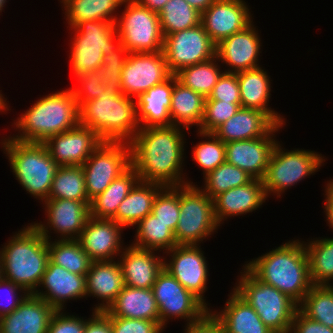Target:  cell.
Segmentation results:
<instances>
[{
  "mask_svg": "<svg viewBox=\"0 0 333 333\" xmlns=\"http://www.w3.org/2000/svg\"><path fill=\"white\" fill-rule=\"evenodd\" d=\"M183 132L181 127L173 124L140 128L136 132L129 145L131 166L139 180L163 187L193 184L182 175L185 153Z\"/></svg>",
  "mask_w": 333,
  "mask_h": 333,
  "instance_id": "6da1fadb",
  "label": "cell"
},
{
  "mask_svg": "<svg viewBox=\"0 0 333 333\" xmlns=\"http://www.w3.org/2000/svg\"><path fill=\"white\" fill-rule=\"evenodd\" d=\"M245 266L262 282L283 292L297 305L309 292V260L304 241L291 240L272 249Z\"/></svg>",
  "mask_w": 333,
  "mask_h": 333,
  "instance_id": "7a4b0ae2",
  "label": "cell"
},
{
  "mask_svg": "<svg viewBox=\"0 0 333 333\" xmlns=\"http://www.w3.org/2000/svg\"><path fill=\"white\" fill-rule=\"evenodd\" d=\"M0 260L2 277L34 294L49 260L47 240L31 223L5 243Z\"/></svg>",
  "mask_w": 333,
  "mask_h": 333,
  "instance_id": "3957f363",
  "label": "cell"
},
{
  "mask_svg": "<svg viewBox=\"0 0 333 333\" xmlns=\"http://www.w3.org/2000/svg\"><path fill=\"white\" fill-rule=\"evenodd\" d=\"M14 124L20 133L13 134L11 138L21 142L43 143L50 136L79 124V106L70 89L61 90L37 100Z\"/></svg>",
  "mask_w": 333,
  "mask_h": 333,
  "instance_id": "277c9868",
  "label": "cell"
},
{
  "mask_svg": "<svg viewBox=\"0 0 333 333\" xmlns=\"http://www.w3.org/2000/svg\"><path fill=\"white\" fill-rule=\"evenodd\" d=\"M79 123L94 130L103 141L129 143L140 129L136 99L105 91L79 107Z\"/></svg>",
  "mask_w": 333,
  "mask_h": 333,
  "instance_id": "5b68a950",
  "label": "cell"
},
{
  "mask_svg": "<svg viewBox=\"0 0 333 333\" xmlns=\"http://www.w3.org/2000/svg\"><path fill=\"white\" fill-rule=\"evenodd\" d=\"M0 143L20 185L41 202L47 200L59 166L44 144L21 142L9 136Z\"/></svg>",
  "mask_w": 333,
  "mask_h": 333,
  "instance_id": "8992f818",
  "label": "cell"
},
{
  "mask_svg": "<svg viewBox=\"0 0 333 333\" xmlns=\"http://www.w3.org/2000/svg\"><path fill=\"white\" fill-rule=\"evenodd\" d=\"M243 268L233 289L273 333H289L298 305L283 292L259 280L246 266Z\"/></svg>",
  "mask_w": 333,
  "mask_h": 333,
  "instance_id": "52a82bcc",
  "label": "cell"
},
{
  "mask_svg": "<svg viewBox=\"0 0 333 333\" xmlns=\"http://www.w3.org/2000/svg\"><path fill=\"white\" fill-rule=\"evenodd\" d=\"M70 29L75 32L69 56L73 76L96 70L102 63L103 55L123 46L113 22L87 20Z\"/></svg>",
  "mask_w": 333,
  "mask_h": 333,
  "instance_id": "ba28073f",
  "label": "cell"
},
{
  "mask_svg": "<svg viewBox=\"0 0 333 333\" xmlns=\"http://www.w3.org/2000/svg\"><path fill=\"white\" fill-rule=\"evenodd\" d=\"M219 226L213 199L200 190L198 185H181L180 215L174 231L177 245H200Z\"/></svg>",
  "mask_w": 333,
  "mask_h": 333,
  "instance_id": "9c48e42d",
  "label": "cell"
},
{
  "mask_svg": "<svg viewBox=\"0 0 333 333\" xmlns=\"http://www.w3.org/2000/svg\"><path fill=\"white\" fill-rule=\"evenodd\" d=\"M283 150L280 142L277 141L262 179L267 197L276 194L277 198H280L288 187L313 175L325 162L321 153L318 154L311 150L295 149L289 152Z\"/></svg>",
  "mask_w": 333,
  "mask_h": 333,
  "instance_id": "30bf717a",
  "label": "cell"
},
{
  "mask_svg": "<svg viewBox=\"0 0 333 333\" xmlns=\"http://www.w3.org/2000/svg\"><path fill=\"white\" fill-rule=\"evenodd\" d=\"M125 9L116 19V32L129 53L163 51L164 36L157 12L135 0H124Z\"/></svg>",
  "mask_w": 333,
  "mask_h": 333,
  "instance_id": "8fae6325",
  "label": "cell"
},
{
  "mask_svg": "<svg viewBox=\"0 0 333 333\" xmlns=\"http://www.w3.org/2000/svg\"><path fill=\"white\" fill-rule=\"evenodd\" d=\"M152 291L159 310L160 326L163 329L169 319H184L188 325L199 321L210 311V307L208 308L199 298L183 287L164 268L157 275Z\"/></svg>",
  "mask_w": 333,
  "mask_h": 333,
  "instance_id": "7c38bea8",
  "label": "cell"
},
{
  "mask_svg": "<svg viewBox=\"0 0 333 333\" xmlns=\"http://www.w3.org/2000/svg\"><path fill=\"white\" fill-rule=\"evenodd\" d=\"M131 166V149L126 142L103 143L82 165L88 200L91 202Z\"/></svg>",
  "mask_w": 333,
  "mask_h": 333,
  "instance_id": "4fadbf2b",
  "label": "cell"
},
{
  "mask_svg": "<svg viewBox=\"0 0 333 333\" xmlns=\"http://www.w3.org/2000/svg\"><path fill=\"white\" fill-rule=\"evenodd\" d=\"M163 54L174 75L184 67L203 63L216 56V44L202 23L164 36Z\"/></svg>",
  "mask_w": 333,
  "mask_h": 333,
  "instance_id": "5bb4252c",
  "label": "cell"
},
{
  "mask_svg": "<svg viewBox=\"0 0 333 333\" xmlns=\"http://www.w3.org/2000/svg\"><path fill=\"white\" fill-rule=\"evenodd\" d=\"M172 75L163 51L129 53L121 72L122 93L136 99Z\"/></svg>",
  "mask_w": 333,
  "mask_h": 333,
  "instance_id": "9a60e30c",
  "label": "cell"
},
{
  "mask_svg": "<svg viewBox=\"0 0 333 333\" xmlns=\"http://www.w3.org/2000/svg\"><path fill=\"white\" fill-rule=\"evenodd\" d=\"M200 247L201 245H176L164 252L169 253L171 258L163 261V268L207 306L204 293L207 290L209 272L206 257Z\"/></svg>",
  "mask_w": 333,
  "mask_h": 333,
  "instance_id": "2e32d148",
  "label": "cell"
},
{
  "mask_svg": "<svg viewBox=\"0 0 333 333\" xmlns=\"http://www.w3.org/2000/svg\"><path fill=\"white\" fill-rule=\"evenodd\" d=\"M43 204L47 224L34 222L33 226L47 241L51 240L49 230L60 235V240L79 238L90 217V201L47 199Z\"/></svg>",
  "mask_w": 333,
  "mask_h": 333,
  "instance_id": "e0dca14e",
  "label": "cell"
},
{
  "mask_svg": "<svg viewBox=\"0 0 333 333\" xmlns=\"http://www.w3.org/2000/svg\"><path fill=\"white\" fill-rule=\"evenodd\" d=\"M102 143L94 130L80 123L43 142L58 166H82Z\"/></svg>",
  "mask_w": 333,
  "mask_h": 333,
  "instance_id": "ac0fdd59",
  "label": "cell"
},
{
  "mask_svg": "<svg viewBox=\"0 0 333 333\" xmlns=\"http://www.w3.org/2000/svg\"><path fill=\"white\" fill-rule=\"evenodd\" d=\"M281 127L283 125H275L263 137L225 143L226 162L247 172L254 179L262 180L277 143L274 133Z\"/></svg>",
  "mask_w": 333,
  "mask_h": 333,
  "instance_id": "d6986e66",
  "label": "cell"
},
{
  "mask_svg": "<svg viewBox=\"0 0 333 333\" xmlns=\"http://www.w3.org/2000/svg\"><path fill=\"white\" fill-rule=\"evenodd\" d=\"M249 11L247 3L243 0H215L201 14V23L217 45L253 22Z\"/></svg>",
  "mask_w": 333,
  "mask_h": 333,
  "instance_id": "ffe728a7",
  "label": "cell"
},
{
  "mask_svg": "<svg viewBox=\"0 0 333 333\" xmlns=\"http://www.w3.org/2000/svg\"><path fill=\"white\" fill-rule=\"evenodd\" d=\"M123 228L113 219L90 216L77 240L92 262L112 261L124 249L121 241Z\"/></svg>",
  "mask_w": 333,
  "mask_h": 333,
  "instance_id": "44dd1931",
  "label": "cell"
},
{
  "mask_svg": "<svg viewBox=\"0 0 333 333\" xmlns=\"http://www.w3.org/2000/svg\"><path fill=\"white\" fill-rule=\"evenodd\" d=\"M258 34L252 22L245 29L216 45L218 62L226 63L229 67L225 72L239 73L259 67L258 56L261 53L262 43Z\"/></svg>",
  "mask_w": 333,
  "mask_h": 333,
  "instance_id": "7402d4cb",
  "label": "cell"
},
{
  "mask_svg": "<svg viewBox=\"0 0 333 333\" xmlns=\"http://www.w3.org/2000/svg\"><path fill=\"white\" fill-rule=\"evenodd\" d=\"M40 286L44 287L45 291L37 289L34 295L45 300L55 310L64 312V304L67 300L87 298L86 275L69 272L50 260H48Z\"/></svg>",
  "mask_w": 333,
  "mask_h": 333,
  "instance_id": "603a6c76",
  "label": "cell"
},
{
  "mask_svg": "<svg viewBox=\"0 0 333 333\" xmlns=\"http://www.w3.org/2000/svg\"><path fill=\"white\" fill-rule=\"evenodd\" d=\"M55 311L45 300L28 294L14 311L0 318V333H47Z\"/></svg>",
  "mask_w": 333,
  "mask_h": 333,
  "instance_id": "cb8c5ba5",
  "label": "cell"
},
{
  "mask_svg": "<svg viewBox=\"0 0 333 333\" xmlns=\"http://www.w3.org/2000/svg\"><path fill=\"white\" fill-rule=\"evenodd\" d=\"M265 200L267 195L262 180L253 179L248 184L231 188L213 198L215 218L220 225L229 216L245 215L257 210Z\"/></svg>",
  "mask_w": 333,
  "mask_h": 333,
  "instance_id": "d4e9b609",
  "label": "cell"
},
{
  "mask_svg": "<svg viewBox=\"0 0 333 333\" xmlns=\"http://www.w3.org/2000/svg\"><path fill=\"white\" fill-rule=\"evenodd\" d=\"M119 256L124 285L145 289L152 288L166 259L160 255L157 256L154 250L141 249L132 245L125 247Z\"/></svg>",
  "mask_w": 333,
  "mask_h": 333,
  "instance_id": "484cf974",
  "label": "cell"
},
{
  "mask_svg": "<svg viewBox=\"0 0 333 333\" xmlns=\"http://www.w3.org/2000/svg\"><path fill=\"white\" fill-rule=\"evenodd\" d=\"M124 278L119 261L92 262L86 274V296L101 300L94 311H105L124 288Z\"/></svg>",
  "mask_w": 333,
  "mask_h": 333,
  "instance_id": "4316f807",
  "label": "cell"
},
{
  "mask_svg": "<svg viewBox=\"0 0 333 333\" xmlns=\"http://www.w3.org/2000/svg\"><path fill=\"white\" fill-rule=\"evenodd\" d=\"M270 77L260 66L238 73L241 107L264 112L276 125H285L284 117L271 107ZM281 115V116H280Z\"/></svg>",
  "mask_w": 333,
  "mask_h": 333,
  "instance_id": "83f0119b",
  "label": "cell"
},
{
  "mask_svg": "<svg viewBox=\"0 0 333 333\" xmlns=\"http://www.w3.org/2000/svg\"><path fill=\"white\" fill-rule=\"evenodd\" d=\"M173 90V75L136 98L137 120L140 128L172 125L169 109Z\"/></svg>",
  "mask_w": 333,
  "mask_h": 333,
  "instance_id": "f1b7e54d",
  "label": "cell"
},
{
  "mask_svg": "<svg viewBox=\"0 0 333 333\" xmlns=\"http://www.w3.org/2000/svg\"><path fill=\"white\" fill-rule=\"evenodd\" d=\"M276 124L262 111L242 108L213 133L224 143L265 136Z\"/></svg>",
  "mask_w": 333,
  "mask_h": 333,
  "instance_id": "f546056e",
  "label": "cell"
},
{
  "mask_svg": "<svg viewBox=\"0 0 333 333\" xmlns=\"http://www.w3.org/2000/svg\"><path fill=\"white\" fill-rule=\"evenodd\" d=\"M230 294L222 311L210 310L220 322L223 333H273L234 289Z\"/></svg>",
  "mask_w": 333,
  "mask_h": 333,
  "instance_id": "4dcf8cb0",
  "label": "cell"
},
{
  "mask_svg": "<svg viewBox=\"0 0 333 333\" xmlns=\"http://www.w3.org/2000/svg\"><path fill=\"white\" fill-rule=\"evenodd\" d=\"M105 311L111 317L143 319L160 325L159 310L152 288L124 286Z\"/></svg>",
  "mask_w": 333,
  "mask_h": 333,
  "instance_id": "1f68e13d",
  "label": "cell"
},
{
  "mask_svg": "<svg viewBox=\"0 0 333 333\" xmlns=\"http://www.w3.org/2000/svg\"><path fill=\"white\" fill-rule=\"evenodd\" d=\"M162 188L160 184L139 180L118 206L112 219L124 229L135 226L151 214L154 199Z\"/></svg>",
  "mask_w": 333,
  "mask_h": 333,
  "instance_id": "d6a6232c",
  "label": "cell"
},
{
  "mask_svg": "<svg viewBox=\"0 0 333 333\" xmlns=\"http://www.w3.org/2000/svg\"><path fill=\"white\" fill-rule=\"evenodd\" d=\"M205 98L198 92L183 86L173 75L171 107L169 109L172 124L190 129L200 125L204 117Z\"/></svg>",
  "mask_w": 333,
  "mask_h": 333,
  "instance_id": "836d02e7",
  "label": "cell"
},
{
  "mask_svg": "<svg viewBox=\"0 0 333 333\" xmlns=\"http://www.w3.org/2000/svg\"><path fill=\"white\" fill-rule=\"evenodd\" d=\"M138 181L137 172L130 166L91 201L90 216L97 219H112L116 215L118 206Z\"/></svg>",
  "mask_w": 333,
  "mask_h": 333,
  "instance_id": "e575fe53",
  "label": "cell"
},
{
  "mask_svg": "<svg viewBox=\"0 0 333 333\" xmlns=\"http://www.w3.org/2000/svg\"><path fill=\"white\" fill-rule=\"evenodd\" d=\"M60 2L63 3L68 25L70 28H75L79 23L87 20L115 23L118 16L116 10L124 0H62Z\"/></svg>",
  "mask_w": 333,
  "mask_h": 333,
  "instance_id": "d590c367",
  "label": "cell"
},
{
  "mask_svg": "<svg viewBox=\"0 0 333 333\" xmlns=\"http://www.w3.org/2000/svg\"><path fill=\"white\" fill-rule=\"evenodd\" d=\"M135 240L132 246L154 250L169 251L177 245L174 231L151 213L136 224ZM161 249V250H160Z\"/></svg>",
  "mask_w": 333,
  "mask_h": 333,
  "instance_id": "8d00e7d4",
  "label": "cell"
},
{
  "mask_svg": "<svg viewBox=\"0 0 333 333\" xmlns=\"http://www.w3.org/2000/svg\"><path fill=\"white\" fill-rule=\"evenodd\" d=\"M49 260L69 272L86 275L92 263L77 239L47 241Z\"/></svg>",
  "mask_w": 333,
  "mask_h": 333,
  "instance_id": "74e56055",
  "label": "cell"
},
{
  "mask_svg": "<svg viewBox=\"0 0 333 333\" xmlns=\"http://www.w3.org/2000/svg\"><path fill=\"white\" fill-rule=\"evenodd\" d=\"M304 246L313 285H333V282L330 283L333 281V238H316L304 243Z\"/></svg>",
  "mask_w": 333,
  "mask_h": 333,
  "instance_id": "f35d334b",
  "label": "cell"
},
{
  "mask_svg": "<svg viewBox=\"0 0 333 333\" xmlns=\"http://www.w3.org/2000/svg\"><path fill=\"white\" fill-rule=\"evenodd\" d=\"M216 61L218 58L215 56L209 61L184 67L174 75L183 86L208 98L223 73Z\"/></svg>",
  "mask_w": 333,
  "mask_h": 333,
  "instance_id": "ab89813d",
  "label": "cell"
},
{
  "mask_svg": "<svg viewBox=\"0 0 333 333\" xmlns=\"http://www.w3.org/2000/svg\"><path fill=\"white\" fill-rule=\"evenodd\" d=\"M48 199L89 201L82 166H59Z\"/></svg>",
  "mask_w": 333,
  "mask_h": 333,
  "instance_id": "60d3db41",
  "label": "cell"
},
{
  "mask_svg": "<svg viewBox=\"0 0 333 333\" xmlns=\"http://www.w3.org/2000/svg\"><path fill=\"white\" fill-rule=\"evenodd\" d=\"M163 36L192 28L201 23V13L186 0H168L158 13Z\"/></svg>",
  "mask_w": 333,
  "mask_h": 333,
  "instance_id": "b9f144b4",
  "label": "cell"
},
{
  "mask_svg": "<svg viewBox=\"0 0 333 333\" xmlns=\"http://www.w3.org/2000/svg\"><path fill=\"white\" fill-rule=\"evenodd\" d=\"M298 309L310 319L333 328V285H313Z\"/></svg>",
  "mask_w": 333,
  "mask_h": 333,
  "instance_id": "7bdbcfd3",
  "label": "cell"
},
{
  "mask_svg": "<svg viewBox=\"0 0 333 333\" xmlns=\"http://www.w3.org/2000/svg\"><path fill=\"white\" fill-rule=\"evenodd\" d=\"M204 179L205 184L202 190L213 199L218 194L231 188L248 184L254 178L240 168L224 162L205 175Z\"/></svg>",
  "mask_w": 333,
  "mask_h": 333,
  "instance_id": "ee69618b",
  "label": "cell"
},
{
  "mask_svg": "<svg viewBox=\"0 0 333 333\" xmlns=\"http://www.w3.org/2000/svg\"><path fill=\"white\" fill-rule=\"evenodd\" d=\"M198 134L208 141H201L193 147V161L203 170V177L219 165L226 162L225 143L214 133L197 131ZM211 139V140H210Z\"/></svg>",
  "mask_w": 333,
  "mask_h": 333,
  "instance_id": "f6af8a7d",
  "label": "cell"
},
{
  "mask_svg": "<svg viewBox=\"0 0 333 333\" xmlns=\"http://www.w3.org/2000/svg\"><path fill=\"white\" fill-rule=\"evenodd\" d=\"M151 213L175 231L180 215V186L163 187L154 199Z\"/></svg>",
  "mask_w": 333,
  "mask_h": 333,
  "instance_id": "bcb514c9",
  "label": "cell"
},
{
  "mask_svg": "<svg viewBox=\"0 0 333 333\" xmlns=\"http://www.w3.org/2000/svg\"><path fill=\"white\" fill-rule=\"evenodd\" d=\"M241 107V104L220 100H205L204 117L197 131L213 133L229 120Z\"/></svg>",
  "mask_w": 333,
  "mask_h": 333,
  "instance_id": "7dc6e473",
  "label": "cell"
},
{
  "mask_svg": "<svg viewBox=\"0 0 333 333\" xmlns=\"http://www.w3.org/2000/svg\"><path fill=\"white\" fill-rule=\"evenodd\" d=\"M76 81L79 83L78 87L74 86L70 90L72 91L77 105L80 107L84 102L97 99L101 93L105 92V85L97 77V69L85 72L77 73Z\"/></svg>",
  "mask_w": 333,
  "mask_h": 333,
  "instance_id": "c3c4849f",
  "label": "cell"
},
{
  "mask_svg": "<svg viewBox=\"0 0 333 333\" xmlns=\"http://www.w3.org/2000/svg\"><path fill=\"white\" fill-rule=\"evenodd\" d=\"M205 100H220L241 104L238 73L223 72Z\"/></svg>",
  "mask_w": 333,
  "mask_h": 333,
  "instance_id": "681fc988",
  "label": "cell"
},
{
  "mask_svg": "<svg viewBox=\"0 0 333 333\" xmlns=\"http://www.w3.org/2000/svg\"><path fill=\"white\" fill-rule=\"evenodd\" d=\"M27 295L28 293L23 288L2 277L0 279V318L14 311Z\"/></svg>",
  "mask_w": 333,
  "mask_h": 333,
  "instance_id": "f907efd6",
  "label": "cell"
},
{
  "mask_svg": "<svg viewBox=\"0 0 333 333\" xmlns=\"http://www.w3.org/2000/svg\"><path fill=\"white\" fill-rule=\"evenodd\" d=\"M112 333H163L157 323L143 319L111 317Z\"/></svg>",
  "mask_w": 333,
  "mask_h": 333,
  "instance_id": "816d5d0a",
  "label": "cell"
},
{
  "mask_svg": "<svg viewBox=\"0 0 333 333\" xmlns=\"http://www.w3.org/2000/svg\"><path fill=\"white\" fill-rule=\"evenodd\" d=\"M85 322L83 317L66 315L62 310H56L49 322L47 333H84Z\"/></svg>",
  "mask_w": 333,
  "mask_h": 333,
  "instance_id": "f5cc1de1",
  "label": "cell"
},
{
  "mask_svg": "<svg viewBox=\"0 0 333 333\" xmlns=\"http://www.w3.org/2000/svg\"><path fill=\"white\" fill-rule=\"evenodd\" d=\"M289 333H333V328L310 319L297 309Z\"/></svg>",
  "mask_w": 333,
  "mask_h": 333,
  "instance_id": "db71d44e",
  "label": "cell"
},
{
  "mask_svg": "<svg viewBox=\"0 0 333 333\" xmlns=\"http://www.w3.org/2000/svg\"><path fill=\"white\" fill-rule=\"evenodd\" d=\"M124 66H103L97 68V77L105 85L109 94H121V72Z\"/></svg>",
  "mask_w": 333,
  "mask_h": 333,
  "instance_id": "11a10c76",
  "label": "cell"
},
{
  "mask_svg": "<svg viewBox=\"0 0 333 333\" xmlns=\"http://www.w3.org/2000/svg\"><path fill=\"white\" fill-rule=\"evenodd\" d=\"M86 319L84 333H112L111 316L106 311H94Z\"/></svg>",
  "mask_w": 333,
  "mask_h": 333,
  "instance_id": "9f6ffc18",
  "label": "cell"
},
{
  "mask_svg": "<svg viewBox=\"0 0 333 333\" xmlns=\"http://www.w3.org/2000/svg\"><path fill=\"white\" fill-rule=\"evenodd\" d=\"M184 333H223L220 322L209 311L202 319L186 324Z\"/></svg>",
  "mask_w": 333,
  "mask_h": 333,
  "instance_id": "6f0895ef",
  "label": "cell"
},
{
  "mask_svg": "<svg viewBox=\"0 0 333 333\" xmlns=\"http://www.w3.org/2000/svg\"><path fill=\"white\" fill-rule=\"evenodd\" d=\"M128 54V50L122 46L117 51H111L108 55H103L101 65L110 67L124 66Z\"/></svg>",
  "mask_w": 333,
  "mask_h": 333,
  "instance_id": "680465c9",
  "label": "cell"
},
{
  "mask_svg": "<svg viewBox=\"0 0 333 333\" xmlns=\"http://www.w3.org/2000/svg\"><path fill=\"white\" fill-rule=\"evenodd\" d=\"M140 5L148 8L150 11L159 13L168 0H135Z\"/></svg>",
  "mask_w": 333,
  "mask_h": 333,
  "instance_id": "91938a15",
  "label": "cell"
},
{
  "mask_svg": "<svg viewBox=\"0 0 333 333\" xmlns=\"http://www.w3.org/2000/svg\"><path fill=\"white\" fill-rule=\"evenodd\" d=\"M189 5L196 9L201 14L215 1V0H186Z\"/></svg>",
  "mask_w": 333,
  "mask_h": 333,
  "instance_id": "94428289",
  "label": "cell"
},
{
  "mask_svg": "<svg viewBox=\"0 0 333 333\" xmlns=\"http://www.w3.org/2000/svg\"><path fill=\"white\" fill-rule=\"evenodd\" d=\"M324 212L326 214V220L328 221L327 223L329 224L328 226L333 228V203H324Z\"/></svg>",
  "mask_w": 333,
  "mask_h": 333,
  "instance_id": "6125c7cd",
  "label": "cell"
},
{
  "mask_svg": "<svg viewBox=\"0 0 333 333\" xmlns=\"http://www.w3.org/2000/svg\"><path fill=\"white\" fill-rule=\"evenodd\" d=\"M325 202L324 203H333V180L331 179L327 182L325 187Z\"/></svg>",
  "mask_w": 333,
  "mask_h": 333,
  "instance_id": "be15d7a7",
  "label": "cell"
},
{
  "mask_svg": "<svg viewBox=\"0 0 333 333\" xmlns=\"http://www.w3.org/2000/svg\"><path fill=\"white\" fill-rule=\"evenodd\" d=\"M0 91H2V90H0ZM2 92H0V111L1 112H6L7 110H9V108L7 107L8 106V104H7V102H6V98L5 97H3V95L1 94ZM5 99V100H4ZM6 102V103H5ZM7 109V110H6Z\"/></svg>",
  "mask_w": 333,
  "mask_h": 333,
  "instance_id": "e7e4bbea",
  "label": "cell"
},
{
  "mask_svg": "<svg viewBox=\"0 0 333 333\" xmlns=\"http://www.w3.org/2000/svg\"><path fill=\"white\" fill-rule=\"evenodd\" d=\"M6 2H8V1L7 0H0V13L4 9L3 7L6 5Z\"/></svg>",
  "mask_w": 333,
  "mask_h": 333,
  "instance_id": "03108f58",
  "label": "cell"
},
{
  "mask_svg": "<svg viewBox=\"0 0 333 333\" xmlns=\"http://www.w3.org/2000/svg\"><path fill=\"white\" fill-rule=\"evenodd\" d=\"M2 278V267H1V260H0V279Z\"/></svg>",
  "mask_w": 333,
  "mask_h": 333,
  "instance_id": "003e7915",
  "label": "cell"
}]
</instances>
